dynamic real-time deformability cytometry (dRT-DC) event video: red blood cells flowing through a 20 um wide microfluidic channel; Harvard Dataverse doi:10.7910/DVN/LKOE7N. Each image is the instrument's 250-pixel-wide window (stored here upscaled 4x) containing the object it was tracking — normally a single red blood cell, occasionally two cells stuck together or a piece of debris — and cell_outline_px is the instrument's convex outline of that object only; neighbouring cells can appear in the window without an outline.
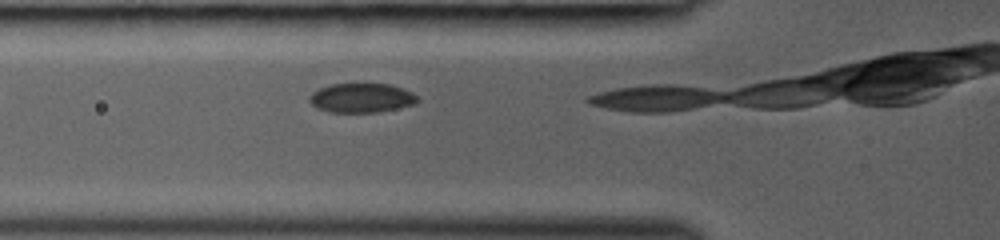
{"species": "common noctule bat (a hibernating species)", "species_latin": "Nyctalus noctula", "temperature_condition": "room temperature", "stored_images_in_passage": 5, "camera_frame_rate_fps": 3000, "um_per_image_px": 0.085, "animal": {"sex": "female", "body_mass_g": 19.0, "forearm_length_mm": 53.3}, "frame": {"image": 1, "passage_image": 4, "time_ms": 1.0, "image_size_px": [1000, 240], "cell_outline_px": [[420, 100], [416, 104], [376, 112], [328, 112], [316, 108], [308, 100], [308, 96], [312, 92], [320, 88], [332, 84], [392, 84], [412, 92]], "centroid_in_image_um": [30.71, 8.32], "position_along_channel_um": 95.1, "area_um2": 18.5}}